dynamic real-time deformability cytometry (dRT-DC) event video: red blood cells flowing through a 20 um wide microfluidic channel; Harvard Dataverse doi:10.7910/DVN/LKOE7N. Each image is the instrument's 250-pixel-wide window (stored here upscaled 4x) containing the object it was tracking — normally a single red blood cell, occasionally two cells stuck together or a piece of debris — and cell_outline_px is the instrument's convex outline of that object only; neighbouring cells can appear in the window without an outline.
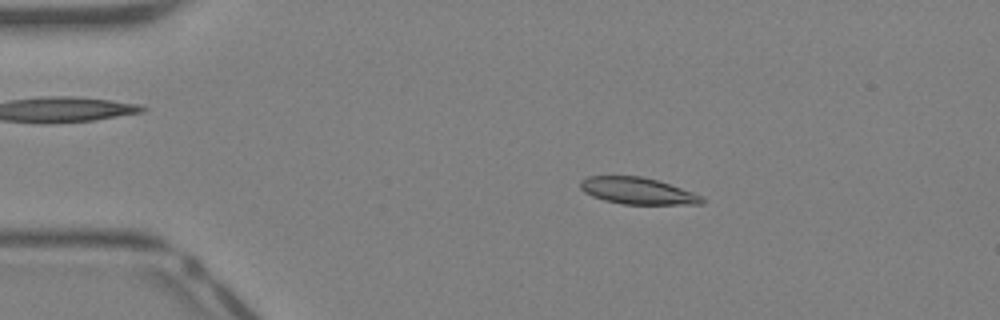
{"species": "Egyptian fruit bat (a non-hibernating species)", "species_latin": "Rousettus aegyptiacus", "temperature_condition": "warm", "stored_images_in_passage": 35, "camera_frame_rate_fps": 3000, "um_per_image_px": 0.085, "animal": {"sex": "female"}, "frame": {"image": 1, "passage_image": 1, "time_ms": 0.0, "image_size_px": [1000, 320], "cell_outline_px": [[704, 204], [624, 204], [604, 200], [592, 196], [584, 192], [580, 188], [580, 180], [588, 176], [640, 176], [656, 180], [704, 196]], "centroid_in_image_um": [54.17, 16.23], "position_along_channel_um": 30.8, "area_um2": 18.79}}
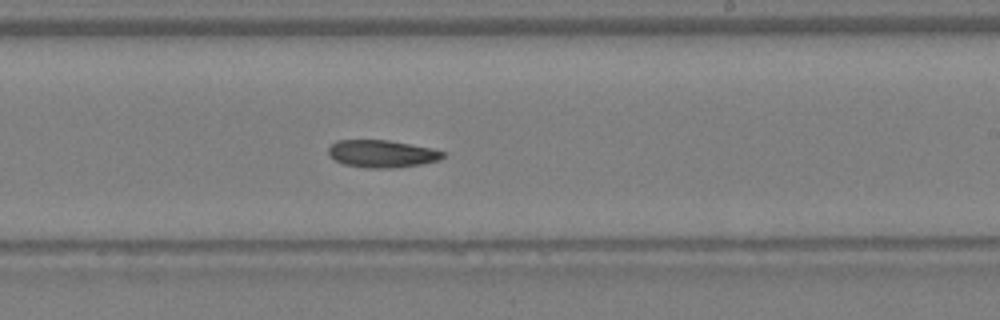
{"frame": {"image": 2, "passage_image": 18, "time_ms": 5.667, "image_size_px": [1000, 320], "cell_outline_px": [[444, 156], [440, 160], [420, 164], [396, 168], [368, 168], [344, 164], [328, 156], [328, 148], [336, 140], [388, 140], [432, 148], [444, 152]], "centroid_in_image_um": [32.45, 13.07], "position_along_channel_um": 256.5, "area_um2": 18.32}}
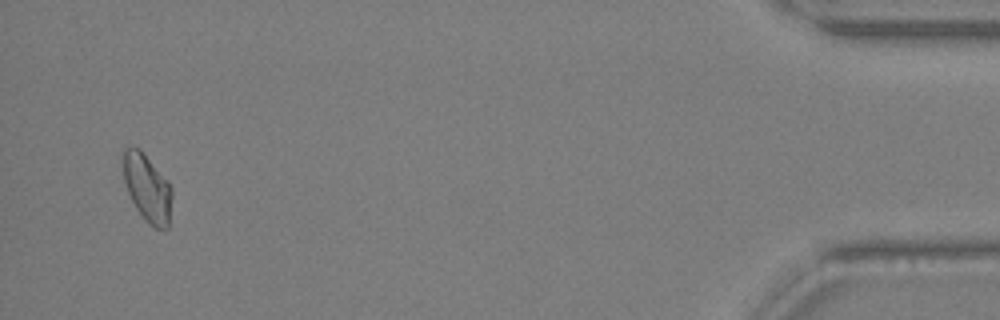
{"frame": {"image": 3, "passage_image": 33, "time_ms": 10.667, "image_size_px": [1000, 320], "cell_outline_px": [[172, 196], [168, 228], [156, 228], [148, 224], [144, 220], [136, 208], [128, 192], [124, 180], [124, 148], [140, 148], [168, 180], [172, 188]], "centroid_in_image_um": [12.55, 15.99], "position_along_channel_um": 422.7, "area_um2": 19.07}}